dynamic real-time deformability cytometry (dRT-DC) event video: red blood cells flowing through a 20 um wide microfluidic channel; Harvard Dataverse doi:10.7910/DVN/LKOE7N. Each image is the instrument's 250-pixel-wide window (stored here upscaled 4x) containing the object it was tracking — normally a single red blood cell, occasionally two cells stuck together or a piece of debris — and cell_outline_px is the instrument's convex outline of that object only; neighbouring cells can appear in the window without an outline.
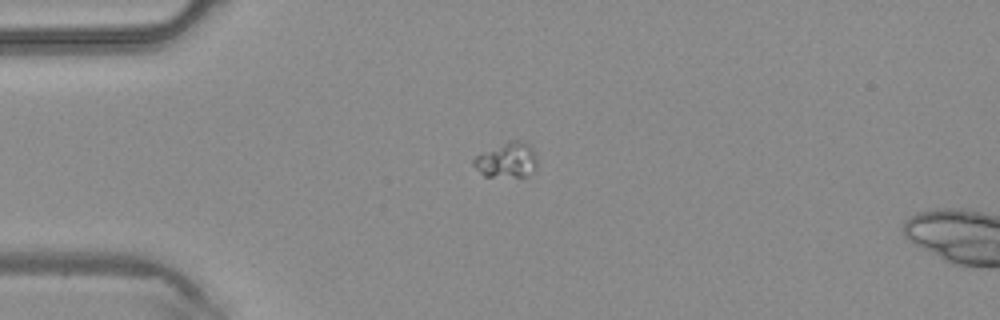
{"species": "common noctule bat (a hibernating species)", "species_latin": "Nyctalus noctula", "temperature_condition": "warm", "stored_images_in_passage": 4, "camera_frame_rate_fps": 3000, "um_per_image_px": 0.085, "animal": {"sex": "male", "body_mass_g": 20.4}, "frame": {"image": 1, "passage_image": 3, "time_ms": 0.667, "image_size_px": [1000, 320], "cell_outline_px": [[536, 172], [524, 176], [484, 176], [472, 164], [472, 160], [476, 156], [504, 144], [516, 140], [524, 140], [532, 148], [536, 156]], "centroid_in_image_um": [43.12, 13.63], "position_along_channel_um": 41.9, "area_um2": 12.66}}